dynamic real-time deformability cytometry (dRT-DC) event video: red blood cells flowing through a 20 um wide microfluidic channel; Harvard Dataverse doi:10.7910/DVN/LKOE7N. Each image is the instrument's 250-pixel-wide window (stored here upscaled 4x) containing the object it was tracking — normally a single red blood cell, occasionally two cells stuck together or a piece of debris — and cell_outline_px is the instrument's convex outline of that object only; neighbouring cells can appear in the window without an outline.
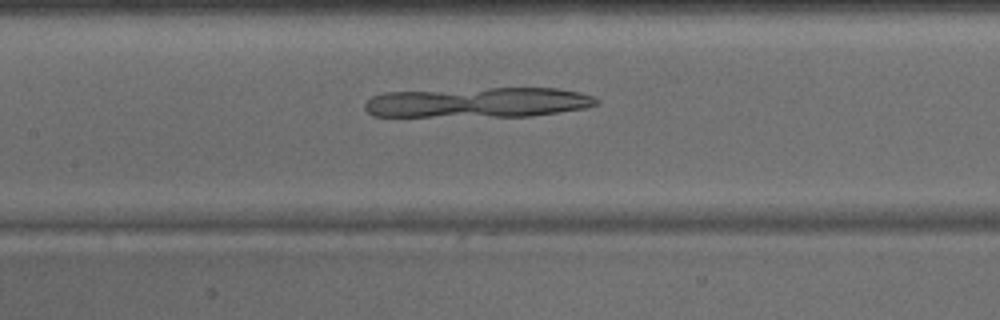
{"species": "common noctule bat (a hibernating species)", "species_latin": "Nyctalus noctula", "temperature_condition": "warm", "stored_images_in_passage": 44, "camera_frame_rate_fps": 3000, "um_per_image_px": 0.085, "animal": {"sex": "male", "body_mass_g": 15.6}, "frame": {"image": 1, "passage_image": 20, "time_ms": 6.333, "image_size_px": [1000, 320], "cell_outline_px": [[600, 104], [584, 108], [560, 112], [532, 116], [372, 116], [364, 108], [364, 104], [372, 96], [384, 92], [488, 88], [556, 88], [580, 92], [592, 96], [600, 100]], "centroid_in_image_um": [40.66, 8.7], "position_along_channel_um": 166.7, "area_um2": 40.75}}